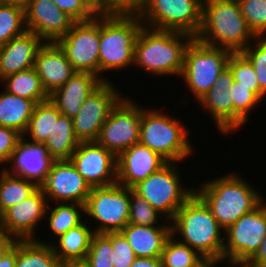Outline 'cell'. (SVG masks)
Returning a JSON list of instances; mask_svg holds the SVG:
<instances>
[{
  "mask_svg": "<svg viewBox=\"0 0 266 267\" xmlns=\"http://www.w3.org/2000/svg\"><path fill=\"white\" fill-rule=\"evenodd\" d=\"M168 162L160 170L138 182L132 190L171 221L177 210L195 193V186L185 188L180 182L179 166Z\"/></svg>",
  "mask_w": 266,
  "mask_h": 267,
  "instance_id": "obj_8",
  "label": "cell"
},
{
  "mask_svg": "<svg viewBox=\"0 0 266 267\" xmlns=\"http://www.w3.org/2000/svg\"><path fill=\"white\" fill-rule=\"evenodd\" d=\"M26 31L24 7L0 4V47Z\"/></svg>",
  "mask_w": 266,
  "mask_h": 267,
  "instance_id": "obj_34",
  "label": "cell"
},
{
  "mask_svg": "<svg viewBox=\"0 0 266 267\" xmlns=\"http://www.w3.org/2000/svg\"><path fill=\"white\" fill-rule=\"evenodd\" d=\"M266 236V206L262 202L224 231L223 258L231 267H243L259 250Z\"/></svg>",
  "mask_w": 266,
  "mask_h": 267,
  "instance_id": "obj_11",
  "label": "cell"
},
{
  "mask_svg": "<svg viewBox=\"0 0 266 267\" xmlns=\"http://www.w3.org/2000/svg\"><path fill=\"white\" fill-rule=\"evenodd\" d=\"M88 221L85 220L58 236L56 244L50 243L53 252L65 266L80 265L85 260L95 234L94 230L87 226Z\"/></svg>",
  "mask_w": 266,
  "mask_h": 267,
  "instance_id": "obj_26",
  "label": "cell"
},
{
  "mask_svg": "<svg viewBox=\"0 0 266 267\" xmlns=\"http://www.w3.org/2000/svg\"><path fill=\"white\" fill-rule=\"evenodd\" d=\"M177 118L157 109L141 107L139 143L160 154L168 162L179 163L193 155L190 130Z\"/></svg>",
  "mask_w": 266,
  "mask_h": 267,
  "instance_id": "obj_6",
  "label": "cell"
},
{
  "mask_svg": "<svg viewBox=\"0 0 266 267\" xmlns=\"http://www.w3.org/2000/svg\"><path fill=\"white\" fill-rule=\"evenodd\" d=\"M39 186L31 180L9 174L5 169L0 173V211L3 214L8 208L24 200Z\"/></svg>",
  "mask_w": 266,
  "mask_h": 267,
  "instance_id": "obj_32",
  "label": "cell"
},
{
  "mask_svg": "<svg viewBox=\"0 0 266 267\" xmlns=\"http://www.w3.org/2000/svg\"><path fill=\"white\" fill-rule=\"evenodd\" d=\"M66 267H81L80 265H69V266H66Z\"/></svg>",
  "mask_w": 266,
  "mask_h": 267,
  "instance_id": "obj_54",
  "label": "cell"
},
{
  "mask_svg": "<svg viewBox=\"0 0 266 267\" xmlns=\"http://www.w3.org/2000/svg\"><path fill=\"white\" fill-rule=\"evenodd\" d=\"M9 3V0H0V4H6Z\"/></svg>",
  "mask_w": 266,
  "mask_h": 267,
  "instance_id": "obj_53",
  "label": "cell"
},
{
  "mask_svg": "<svg viewBox=\"0 0 266 267\" xmlns=\"http://www.w3.org/2000/svg\"><path fill=\"white\" fill-rule=\"evenodd\" d=\"M234 81L233 74L227 67L217 78L212 88L199 100V104L208 110L216 128L222 135L233 134V99L230 88ZM210 113V114H209Z\"/></svg>",
  "mask_w": 266,
  "mask_h": 267,
  "instance_id": "obj_21",
  "label": "cell"
},
{
  "mask_svg": "<svg viewBox=\"0 0 266 267\" xmlns=\"http://www.w3.org/2000/svg\"><path fill=\"white\" fill-rule=\"evenodd\" d=\"M254 41V45L251 42L242 53L253 65L259 88L266 94V36L256 37Z\"/></svg>",
  "mask_w": 266,
  "mask_h": 267,
  "instance_id": "obj_41",
  "label": "cell"
},
{
  "mask_svg": "<svg viewBox=\"0 0 266 267\" xmlns=\"http://www.w3.org/2000/svg\"><path fill=\"white\" fill-rule=\"evenodd\" d=\"M51 206L48 204L46 215H49L47 222L51 233L53 232L55 235V239L83 222L82 215L85 216L83 204L57 203V205Z\"/></svg>",
  "mask_w": 266,
  "mask_h": 267,
  "instance_id": "obj_33",
  "label": "cell"
},
{
  "mask_svg": "<svg viewBox=\"0 0 266 267\" xmlns=\"http://www.w3.org/2000/svg\"><path fill=\"white\" fill-rule=\"evenodd\" d=\"M255 38L238 0H203L201 27L195 39L208 46L238 53Z\"/></svg>",
  "mask_w": 266,
  "mask_h": 267,
  "instance_id": "obj_1",
  "label": "cell"
},
{
  "mask_svg": "<svg viewBox=\"0 0 266 267\" xmlns=\"http://www.w3.org/2000/svg\"><path fill=\"white\" fill-rule=\"evenodd\" d=\"M202 256L188 245L178 241L177 236L171 235L162 251L163 267H190Z\"/></svg>",
  "mask_w": 266,
  "mask_h": 267,
  "instance_id": "obj_37",
  "label": "cell"
},
{
  "mask_svg": "<svg viewBox=\"0 0 266 267\" xmlns=\"http://www.w3.org/2000/svg\"><path fill=\"white\" fill-rule=\"evenodd\" d=\"M167 163L166 159L147 146L134 144L117 156V183L132 188Z\"/></svg>",
  "mask_w": 266,
  "mask_h": 267,
  "instance_id": "obj_19",
  "label": "cell"
},
{
  "mask_svg": "<svg viewBox=\"0 0 266 267\" xmlns=\"http://www.w3.org/2000/svg\"><path fill=\"white\" fill-rule=\"evenodd\" d=\"M243 267H266V236L263 238L259 250Z\"/></svg>",
  "mask_w": 266,
  "mask_h": 267,
  "instance_id": "obj_46",
  "label": "cell"
},
{
  "mask_svg": "<svg viewBox=\"0 0 266 267\" xmlns=\"http://www.w3.org/2000/svg\"><path fill=\"white\" fill-rule=\"evenodd\" d=\"M69 160L91 188L117 183V157L97 142H80Z\"/></svg>",
  "mask_w": 266,
  "mask_h": 267,
  "instance_id": "obj_16",
  "label": "cell"
},
{
  "mask_svg": "<svg viewBox=\"0 0 266 267\" xmlns=\"http://www.w3.org/2000/svg\"><path fill=\"white\" fill-rule=\"evenodd\" d=\"M143 25L138 15H100L99 77L103 81H110L103 72L134 66L135 43Z\"/></svg>",
  "mask_w": 266,
  "mask_h": 267,
  "instance_id": "obj_5",
  "label": "cell"
},
{
  "mask_svg": "<svg viewBox=\"0 0 266 267\" xmlns=\"http://www.w3.org/2000/svg\"><path fill=\"white\" fill-rule=\"evenodd\" d=\"M228 67L230 68L237 85L251 87V91L263 101L266 94L259 88L255 69L242 52L231 54L228 61Z\"/></svg>",
  "mask_w": 266,
  "mask_h": 267,
  "instance_id": "obj_36",
  "label": "cell"
},
{
  "mask_svg": "<svg viewBox=\"0 0 266 267\" xmlns=\"http://www.w3.org/2000/svg\"><path fill=\"white\" fill-rule=\"evenodd\" d=\"M0 82L5 84L4 90L8 93L32 100L36 104L49 100V95L43 89L41 79L34 67L10 74Z\"/></svg>",
  "mask_w": 266,
  "mask_h": 267,
  "instance_id": "obj_30",
  "label": "cell"
},
{
  "mask_svg": "<svg viewBox=\"0 0 266 267\" xmlns=\"http://www.w3.org/2000/svg\"><path fill=\"white\" fill-rule=\"evenodd\" d=\"M0 267H16V242L0 259Z\"/></svg>",
  "mask_w": 266,
  "mask_h": 267,
  "instance_id": "obj_50",
  "label": "cell"
},
{
  "mask_svg": "<svg viewBox=\"0 0 266 267\" xmlns=\"http://www.w3.org/2000/svg\"><path fill=\"white\" fill-rule=\"evenodd\" d=\"M47 198L39 186L31 195L8 208L3 214V229L16 240L36 239L35 230L46 217ZM35 236V237H34Z\"/></svg>",
  "mask_w": 266,
  "mask_h": 267,
  "instance_id": "obj_18",
  "label": "cell"
},
{
  "mask_svg": "<svg viewBox=\"0 0 266 267\" xmlns=\"http://www.w3.org/2000/svg\"><path fill=\"white\" fill-rule=\"evenodd\" d=\"M111 241L104 234H94L90 248L81 267H113Z\"/></svg>",
  "mask_w": 266,
  "mask_h": 267,
  "instance_id": "obj_39",
  "label": "cell"
},
{
  "mask_svg": "<svg viewBox=\"0 0 266 267\" xmlns=\"http://www.w3.org/2000/svg\"><path fill=\"white\" fill-rule=\"evenodd\" d=\"M49 242L40 239L16 241V267H66Z\"/></svg>",
  "mask_w": 266,
  "mask_h": 267,
  "instance_id": "obj_28",
  "label": "cell"
},
{
  "mask_svg": "<svg viewBox=\"0 0 266 267\" xmlns=\"http://www.w3.org/2000/svg\"><path fill=\"white\" fill-rule=\"evenodd\" d=\"M58 8L67 13L76 22H86L94 19L96 13L89 0H51Z\"/></svg>",
  "mask_w": 266,
  "mask_h": 267,
  "instance_id": "obj_44",
  "label": "cell"
},
{
  "mask_svg": "<svg viewBox=\"0 0 266 267\" xmlns=\"http://www.w3.org/2000/svg\"><path fill=\"white\" fill-rule=\"evenodd\" d=\"M130 267H163V263L161 257H136Z\"/></svg>",
  "mask_w": 266,
  "mask_h": 267,
  "instance_id": "obj_48",
  "label": "cell"
},
{
  "mask_svg": "<svg viewBox=\"0 0 266 267\" xmlns=\"http://www.w3.org/2000/svg\"><path fill=\"white\" fill-rule=\"evenodd\" d=\"M0 230H4L3 229V216H2L1 211H0Z\"/></svg>",
  "mask_w": 266,
  "mask_h": 267,
  "instance_id": "obj_52",
  "label": "cell"
},
{
  "mask_svg": "<svg viewBox=\"0 0 266 267\" xmlns=\"http://www.w3.org/2000/svg\"><path fill=\"white\" fill-rule=\"evenodd\" d=\"M54 159L47 153L44 143H34L24 136L17 144L10 165L5 169L9 174L34 181L40 186L47 177Z\"/></svg>",
  "mask_w": 266,
  "mask_h": 267,
  "instance_id": "obj_20",
  "label": "cell"
},
{
  "mask_svg": "<svg viewBox=\"0 0 266 267\" xmlns=\"http://www.w3.org/2000/svg\"><path fill=\"white\" fill-rule=\"evenodd\" d=\"M232 52L193 38L186 46L181 78L197 101L203 98L228 67Z\"/></svg>",
  "mask_w": 266,
  "mask_h": 267,
  "instance_id": "obj_7",
  "label": "cell"
},
{
  "mask_svg": "<svg viewBox=\"0 0 266 267\" xmlns=\"http://www.w3.org/2000/svg\"><path fill=\"white\" fill-rule=\"evenodd\" d=\"M48 203H78L85 205L90 185L70 160H54L46 180L40 185Z\"/></svg>",
  "mask_w": 266,
  "mask_h": 267,
  "instance_id": "obj_15",
  "label": "cell"
},
{
  "mask_svg": "<svg viewBox=\"0 0 266 267\" xmlns=\"http://www.w3.org/2000/svg\"><path fill=\"white\" fill-rule=\"evenodd\" d=\"M87 217L99 225L94 233L120 232L129 221L130 188L119 183L104 187H94L85 203Z\"/></svg>",
  "mask_w": 266,
  "mask_h": 267,
  "instance_id": "obj_10",
  "label": "cell"
},
{
  "mask_svg": "<svg viewBox=\"0 0 266 267\" xmlns=\"http://www.w3.org/2000/svg\"><path fill=\"white\" fill-rule=\"evenodd\" d=\"M30 0H9V3L25 7Z\"/></svg>",
  "mask_w": 266,
  "mask_h": 267,
  "instance_id": "obj_51",
  "label": "cell"
},
{
  "mask_svg": "<svg viewBox=\"0 0 266 267\" xmlns=\"http://www.w3.org/2000/svg\"><path fill=\"white\" fill-rule=\"evenodd\" d=\"M144 0H97L93 6L98 15H137Z\"/></svg>",
  "mask_w": 266,
  "mask_h": 267,
  "instance_id": "obj_42",
  "label": "cell"
},
{
  "mask_svg": "<svg viewBox=\"0 0 266 267\" xmlns=\"http://www.w3.org/2000/svg\"><path fill=\"white\" fill-rule=\"evenodd\" d=\"M140 119L141 106L125 95L111 110L96 142L117 157L139 143Z\"/></svg>",
  "mask_w": 266,
  "mask_h": 267,
  "instance_id": "obj_12",
  "label": "cell"
},
{
  "mask_svg": "<svg viewBox=\"0 0 266 267\" xmlns=\"http://www.w3.org/2000/svg\"><path fill=\"white\" fill-rule=\"evenodd\" d=\"M79 143L74 133L73 119L60 114L57 134L49 136L44 145L54 160H69Z\"/></svg>",
  "mask_w": 266,
  "mask_h": 267,
  "instance_id": "obj_31",
  "label": "cell"
},
{
  "mask_svg": "<svg viewBox=\"0 0 266 267\" xmlns=\"http://www.w3.org/2000/svg\"><path fill=\"white\" fill-rule=\"evenodd\" d=\"M249 183L238 172H233L205 181L195 188V192L209 206L225 231L243 214L254 210L263 202L260 192Z\"/></svg>",
  "mask_w": 266,
  "mask_h": 267,
  "instance_id": "obj_2",
  "label": "cell"
},
{
  "mask_svg": "<svg viewBox=\"0 0 266 267\" xmlns=\"http://www.w3.org/2000/svg\"><path fill=\"white\" fill-rule=\"evenodd\" d=\"M171 222V235L201 256L223 258L224 230L209 206L195 192L176 212Z\"/></svg>",
  "mask_w": 266,
  "mask_h": 267,
  "instance_id": "obj_4",
  "label": "cell"
},
{
  "mask_svg": "<svg viewBox=\"0 0 266 267\" xmlns=\"http://www.w3.org/2000/svg\"><path fill=\"white\" fill-rule=\"evenodd\" d=\"M224 258L212 257V256H202L198 259L192 266L190 267H215L217 264L219 265L220 262H224Z\"/></svg>",
  "mask_w": 266,
  "mask_h": 267,
  "instance_id": "obj_49",
  "label": "cell"
},
{
  "mask_svg": "<svg viewBox=\"0 0 266 267\" xmlns=\"http://www.w3.org/2000/svg\"><path fill=\"white\" fill-rule=\"evenodd\" d=\"M92 4H94L97 0H89Z\"/></svg>",
  "mask_w": 266,
  "mask_h": 267,
  "instance_id": "obj_55",
  "label": "cell"
},
{
  "mask_svg": "<svg viewBox=\"0 0 266 267\" xmlns=\"http://www.w3.org/2000/svg\"><path fill=\"white\" fill-rule=\"evenodd\" d=\"M110 241L113 251V267H130L136 256L121 232L104 234Z\"/></svg>",
  "mask_w": 266,
  "mask_h": 267,
  "instance_id": "obj_43",
  "label": "cell"
},
{
  "mask_svg": "<svg viewBox=\"0 0 266 267\" xmlns=\"http://www.w3.org/2000/svg\"><path fill=\"white\" fill-rule=\"evenodd\" d=\"M241 13L256 37L266 36V0H238Z\"/></svg>",
  "mask_w": 266,
  "mask_h": 267,
  "instance_id": "obj_40",
  "label": "cell"
},
{
  "mask_svg": "<svg viewBox=\"0 0 266 267\" xmlns=\"http://www.w3.org/2000/svg\"><path fill=\"white\" fill-rule=\"evenodd\" d=\"M193 37L142 26L135 43L134 65L148 74L181 76L186 46Z\"/></svg>",
  "mask_w": 266,
  "mask_h": 267,
  "instance_id": "obj_3",
  "label": "cell"
},
{
  "mask_svg": "<svg viewBox=\"0 0 266 267\" xmlns=\"http://www.w3.org/2000/svg\"><path fill=\"white\" fill-rule=\"evenodd\" d=\"M111 81H104L83 102L73 118L74 133L79 142H96L111 110L124 97Z\"/></svg>",
  "mask_w": 266,
  "mask_h": 267,
  "instance_id": "obj_14",
  "label": "cell"
},
{
  "mask_svg": "<svg viewBox=\"0 0 266 267\" xmlns=\"http://www.w3.org/2000/svg\"><path fill=\"white\" fill-rule=\"evenodd\" d=\"M162 223L153 226L127 224L120 232L136 257L158 258L162 256L165 243L171 236V222L166 220Z\"/></svg>",
  "mask_w": 266,
  "mask_h": 267,
  "instance_id": "obj_25",
  "label": "cell"
},
{
  "mask_svg": "<svg viewBox=\"0 0 266 267\" xmlns=\"http://www.w3.org/2000/svg\"><path fill=\"white\" fill-rule=\"evenodd\" d=\"M34 69L48 95L60 88L77 72L56 42L42 45L36 54Z\"/></svg>",
  "mask_w": 266,
  "mask_h": 267,
  "instance_id": "obj_23",
  "label": "cell"
},
{
  "mask_svg": "<svg viewBox=\"0 0 266 267\" xmlns=\"http://www.w3.org/2000/svg\"><path fill=\"white\" fill-rule=\"evenodd\" d=\"M45 42L36 34L25 31L0 47V80L10 74L34 67L38 50Z\"/></svg>",
  "mask_w": 266,
  "mask_h": 267,
  "instance_id": "obj_24",
  "label": "cell"
},
{
  "mask_svg": "<svg viewBox=\"0 0 266 267\" xmlns=\"http://www.w3.org/2000/svg\"><path fill=\"white\" fill-rule=\"evenodd\" d=\"M17 240L5 230H0V259L9 251Z\"/></svg>",
  "mask_w": 266,
  "mask_h": 267,
  "instance_id": "obj_47",
  "label": "cell"
},
{
  "mask_svg": "<svg viewBox=\"0 0 266 267\" xmlns=\"http://www.w3.org/2000/svg\"><path fill=\"white\" fill-rule=\"evenodd\" d=\"M163 218L164 216L161 213L130 188V215L128 224L153 226L159 224L158 220L160 222L161 220L166 221Z\"/></svg>",
  "mask_w": 266,
  "mask_h": 267,
  "instance_id": "obj_38",
  "label": "cell"
},
{
  "mask_svg": "<svg viewBox=\"0 0 266 267\" xmlns=\"http://www.w3.org/2000/svg\"><path fill=\"white\" fill-rule=\"evenodd\" d=\"M230 91L233 99V130L236 131L248 122V115L261 104V100L251 91V87L237 85L236 81H233Z\"/></svg>",
  "mask_w": 266,
  "mask_h": 267,
  "instance_id": "obj_35",
  "label": "cell"
},
{
  "mask_svg": "<svg viewBox=\"0 0 266 267\" xmlns=\"http://www.w3.org/2000/svg\"><path fill=\"white\" fill-rule=\"evenodd\" d=\"M25 27L45 43H55L76 21L51 0H30L24 7Z\"/></svg>",
  "mask_w": 266,
  "mask_h": 267,
  "instance_id": "obj_17",
  "label": "cell"
},
{
  "mask_svg": "<svg viewBox=\"0 0 266 267\" xmlns=\"http://www.w3.org/2000/svg\"><path fill=\"white\" fill-rule=\"evenodd\" d=\"M104 81L90 72H76L60 88L49 95V101L58 111L74 118L87 97Z\"/></svg>",
  "mask_w": 266,
  "mask_h": 267,
  "instance_id": "obj_22",
  "label": "cell"
},
{
  "mask_svg": "<svg viewBox=\"0 0 266 267\" xmlns=\"http://www.w3.org/2000/svg\"><path fill=\"white\" fill-rule=\"evenodd\" d=\"M202 4L203 0H144L137 15L147 27L195 38L201 27Z\"/></svg>",
  "mask_w": 266,
  "mask_h": 267,
  "instance_id": "obj_9",
  "label": "cell"
},
{
  "mask_svg": "<svg viewBox=\"0 0 266 267\" xmlns=\"http://www.w3.org/2000/svg\"><path fill=\"white\" fill-rule=\"evenodd\" d=\"M56 43L76 71L99 77L100 15L90 21L76 22Z\"/></svg>",
  "mask_w": 266,
  "mask_h": 267,
  "instance_id": "obj_13",
  "label": "cell"
},
{
  "mask_svg": "<svg viewBox=\"0 0 266 267\" xmlns=\"http://www.w3.org/2000/svg\"><path fill=\"white\" fill-rule=\"evenodd\" d=\"M22 134L17 130L0 125V164H9V161L22 139Z\"/></svg>",
  "mask_w": 266,
  "mask_h": 267,
  "instance_id": "obj_45",
  "label": "cell"
},
{
  "mask_svg": "<svg viewBox=\"0 0 266 267\" xmlns=\"http://www.w3.org/2000/svg\"><path fill=\"white\" fill-rule=\"evenodd\" d=\"M60 114L49 100L37 103L23 136L34 143H45L49 136L57 134Z\"/></svg>",
  "mask_w": 266,
  "mask_h": 267,
  "instance_id": "obj_29",
  "label": "cell"
},
{
  "mask_svg": "<svg viewBox=\"0 0 266 267\" xmlns=\"http://www.w3.org/2000/svg\"><path fill=\"white\" fill-rule=\"evenodd\" d=\"M36 103L18 97L6 90L0 92V125L17 130L22 135L26 132Z\"/></svg>",
  "mask_w": 266,
  "mask_h": 267,
  "instance_id": "obj_27",
  "label": "cell"
}]
</instances>
